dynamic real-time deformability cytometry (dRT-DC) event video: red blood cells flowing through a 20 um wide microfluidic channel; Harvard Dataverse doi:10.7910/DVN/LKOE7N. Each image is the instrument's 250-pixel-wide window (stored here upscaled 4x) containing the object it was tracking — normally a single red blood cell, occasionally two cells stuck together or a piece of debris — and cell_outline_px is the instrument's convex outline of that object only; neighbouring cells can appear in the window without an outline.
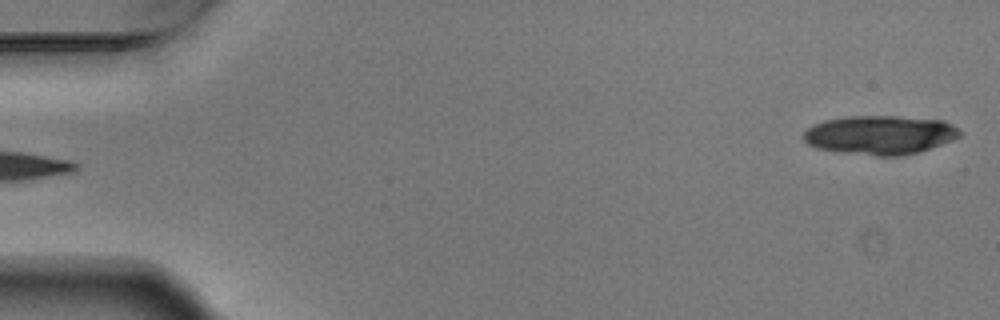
{"species": "Egyptian fruit bat (a non-hibernating species)", "species_latin": "Rousettus aegyptiacus", "temperature_condition": "warm", "stored_images_in_passage": 6, "segment_of_instrument_passage": [2, 2], "camera_frame_rate_fps": 3000, "um_per_image_px": 0.085, "animal": {"sex": "male"}, "frame": {"image": 1, "passage_image": 6, "time_ms": 1.667, "image_size_px": [1000, 320], "cell_outline_px": [[960, 136], [952, 140], [920, 152], [900, 156], [876, 156], [836, 152], [816, 148], [808, 144], [804, 140], [804, 132], [808, 128], [824, 120], [848, 116], [896, 116], [944, 120], [952, 124], [960, 132]], "centroid_in_image_um": [74.79, 11.48], "position_along_channel_um": 10.2, "area_um2": 35.6}}